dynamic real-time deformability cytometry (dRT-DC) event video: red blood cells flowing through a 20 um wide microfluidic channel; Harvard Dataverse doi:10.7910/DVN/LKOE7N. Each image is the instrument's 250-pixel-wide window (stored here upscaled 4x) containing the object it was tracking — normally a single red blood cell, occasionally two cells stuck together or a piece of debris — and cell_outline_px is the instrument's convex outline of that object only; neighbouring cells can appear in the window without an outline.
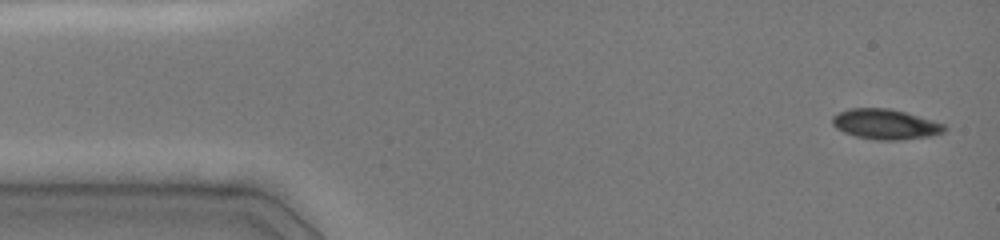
{"species": "common noctule bat (a hibernating species)", "species_latin": "Nyctalus noctula", "temperature_condition": "cold", "stored_images_in_passage": 12, "camera_frame_rate_fps": 3000, "um_per_image_px": 0.085, "animal": {"sex": "female", "body_mass_g": 19.0, "forearm_length_mm": 51.5}, "frame": {"image": 1, "passage_image": 1, "time_ms": 0.0, "image_size_px": [1000, 240], "cell_outline_px": [[948, 128], [944, 132], [928, 136], [900, 140], [876, 140], [856, 136], [844, 132], [836, 128], [832, 124], [832, 116], [848, 108], [888, 108], [904, 112], [932, 120], [944, 124]], "centroid_in_image_um": [75.24, 10.56], "position_along_channel_um": 9.8, "area_um2": 19.59}}
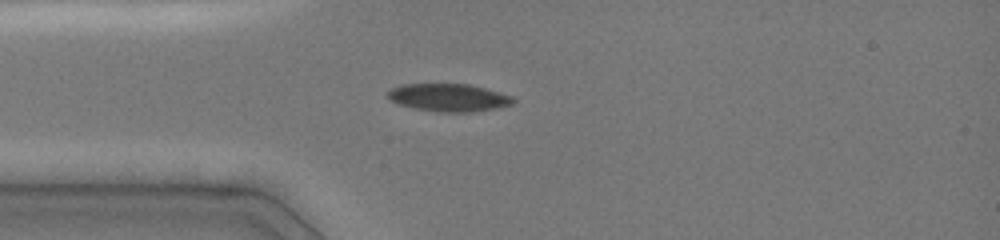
{"frame": {"image": 2, "passage_image": 6, "time_ms": 3.333, "image_size_px": [1000, 240], "cell_outline_px": [[516, 100], [512, 104], [496, 108], [472, 112], [444, 112], [412, 108], [388, 100], [388, 92], [392, 88], [400, 84], [468, 84], [484, 88], [512, 96]], "centroid_in_image_um": [38.12, 8.29], "position_along_channel_um": 46.9, "area_um2": 20.17}}